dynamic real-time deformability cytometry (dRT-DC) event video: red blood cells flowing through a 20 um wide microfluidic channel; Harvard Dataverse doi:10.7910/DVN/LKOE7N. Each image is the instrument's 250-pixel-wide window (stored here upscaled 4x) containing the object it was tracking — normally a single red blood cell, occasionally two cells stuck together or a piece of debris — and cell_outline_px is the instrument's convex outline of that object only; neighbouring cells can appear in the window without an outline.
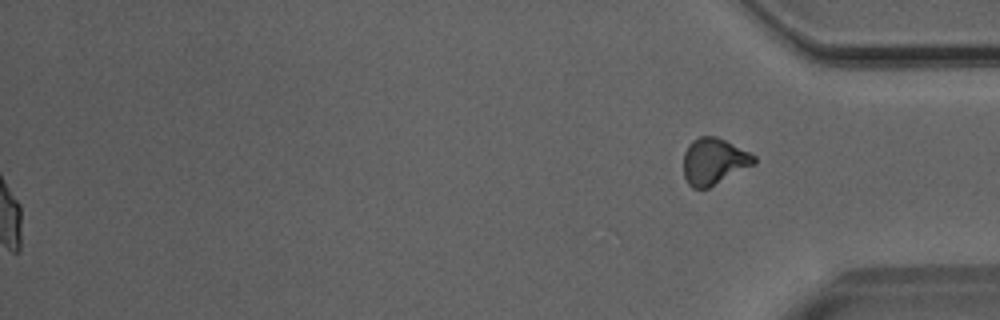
{"species": "Egyptian fruit bat (a non-hibernating species)", "species_latin": "Rousettus aegyptiacus", "temperature_condition": "room temperature", "stored_images_in_passage": 40, "segment_of_instrument_passage": [2, 2], "camera_frame_rate_fps": 3000, "um_per_image_px": 0.085, "animal": {"sex": "male"}, "frame": {"image": 1, "passage_image": 40, "time_ms": 13.0, "image_size_px": [1000, 320], "cell_outline_px": [[756, 164], [708, 188], [692, 188], [688, 184], [684, 176], [684, 152], [688, 144], [692, 140], [700, 136], [716, 136], [756, 156]], "centroid_in_image_um": [60.67, 13.72], "position_along_channel_um": 374.5, "area_um2": 19.07}}